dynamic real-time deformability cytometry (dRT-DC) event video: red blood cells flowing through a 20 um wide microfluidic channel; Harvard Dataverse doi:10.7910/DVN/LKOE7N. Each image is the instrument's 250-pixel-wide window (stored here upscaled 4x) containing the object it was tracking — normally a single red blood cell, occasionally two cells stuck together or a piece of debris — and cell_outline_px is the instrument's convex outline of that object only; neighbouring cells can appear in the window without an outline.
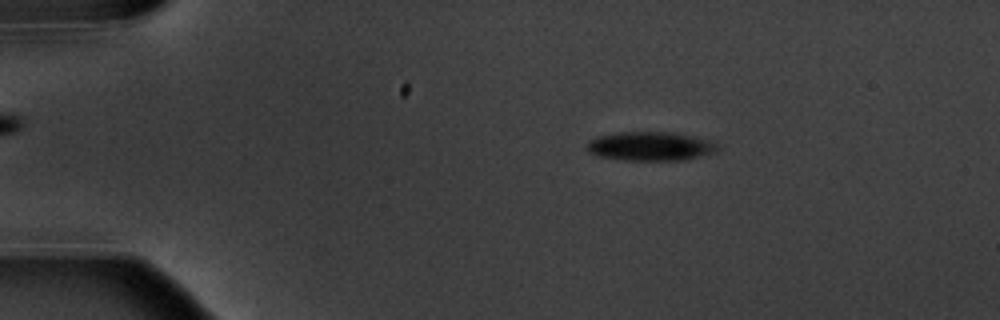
{"species": "common noctule bat (a hibernating species)", "species_latin": "Nyctalus noctula", "temperature_condition": "warm", "stored_images_in_passage": 5, "camera_frame_rate_fps": 3000, "um_per_image_px": 0.085, "animal": {"sex": "male", "body_mass_g": 20.1, "forearm_length_mm": 53.5}, "frame": {"image": 1, "passage_image": 3, "time_ms": 2.0, "image_size_px": [1000, 320], "cell_outline_px": [[720, 148], [716, 152], [684, 160], [624, 160], [596, 156], [588, 152], [588, 140], [596, 136], [620, 132], [672, 132], [692, 136], [708, 140], [716, 144]], "centroid_in_image_um": [55.26, 12.43], "position_along_channel_um": 29.7, "area_um2": 22.08}}